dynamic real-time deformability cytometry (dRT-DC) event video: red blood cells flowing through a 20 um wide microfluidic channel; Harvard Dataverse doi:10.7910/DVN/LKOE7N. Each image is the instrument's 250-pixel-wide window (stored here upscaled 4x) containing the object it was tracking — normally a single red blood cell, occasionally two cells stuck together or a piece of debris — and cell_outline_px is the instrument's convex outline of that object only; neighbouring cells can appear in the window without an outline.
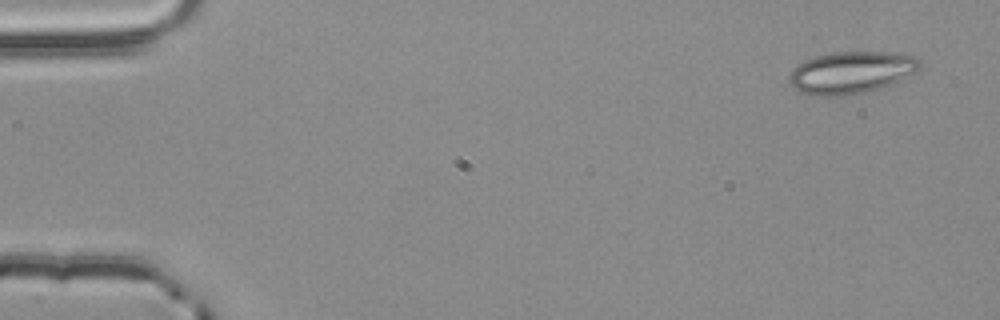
{"species": "common noctule bat (a hibernating species)", "species_latin": "Nyctalus noctula", "temperature_condition": "room temperature", "stored_images_in_passage": 4, "camera_frame_rate_fps": 3000, "um_per_image_px": 0.085, "animal": {"sex": "male", "body_mass_g": 20.4}, "frame": {"image": 1, "passage_image": 1, "time_ms": 0.0, "image_size_px": [1000, 320], "cell_outline_px": [[924, 64], [916, 72], [880, 88], [864, 92], [840, 96], [812, 96], [800, 92], [792, 88], [788, 84], [788, 76], [792, 68], [804, 60], [816, 56], [832, 52], [896, 52], [920, 56]], "centroid_in_image_um": [72.35, 6.15], "position_along_channel_um": 12.6, "area_um2": 32.66}}